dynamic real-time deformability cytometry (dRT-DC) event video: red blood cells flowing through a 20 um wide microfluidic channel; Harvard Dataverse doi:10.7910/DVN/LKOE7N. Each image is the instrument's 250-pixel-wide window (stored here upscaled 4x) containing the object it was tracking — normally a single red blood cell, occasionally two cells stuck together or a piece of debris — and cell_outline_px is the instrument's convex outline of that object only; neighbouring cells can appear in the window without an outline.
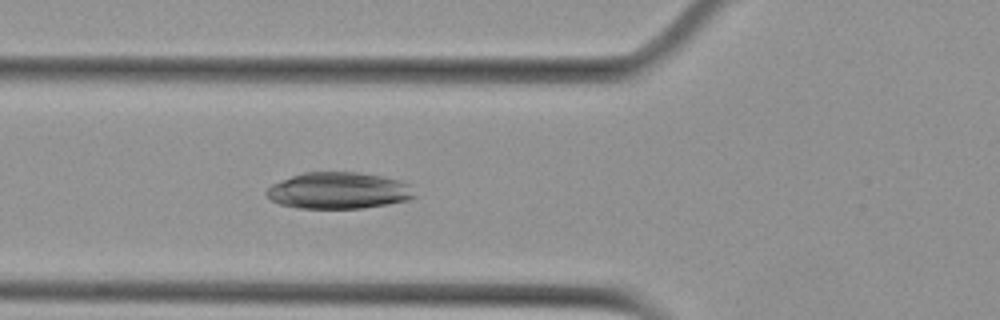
{"species": "Egyptian fruit bat (a non-hibernating species)", "species_latin": "Rousettus aegyptiacus", "temperature_condition": "cold", "stored_images_in_passage": 5, "camera_frame_rate_fps": 3000, "um_per_image_px": 0.085, "animal": {"sex": "female"}, "frame": {"image": 1, "passage_image": 5, "time_ms": 4.667, "image_size_px": [1000, 320], "cell_outline_px": [[416, 196], [408, 200], [388, 204], [360, 208], [296, 208], [280, 204], [272, 200], [264, 192], [272, 184], [292, 176], [304, 172], [360, 172], [384, 176], [408, 184]], "centroid_in_image_um": [28.77, 16.2], "position_along_channel_um": 97.0, "area_um2": 31.39}}